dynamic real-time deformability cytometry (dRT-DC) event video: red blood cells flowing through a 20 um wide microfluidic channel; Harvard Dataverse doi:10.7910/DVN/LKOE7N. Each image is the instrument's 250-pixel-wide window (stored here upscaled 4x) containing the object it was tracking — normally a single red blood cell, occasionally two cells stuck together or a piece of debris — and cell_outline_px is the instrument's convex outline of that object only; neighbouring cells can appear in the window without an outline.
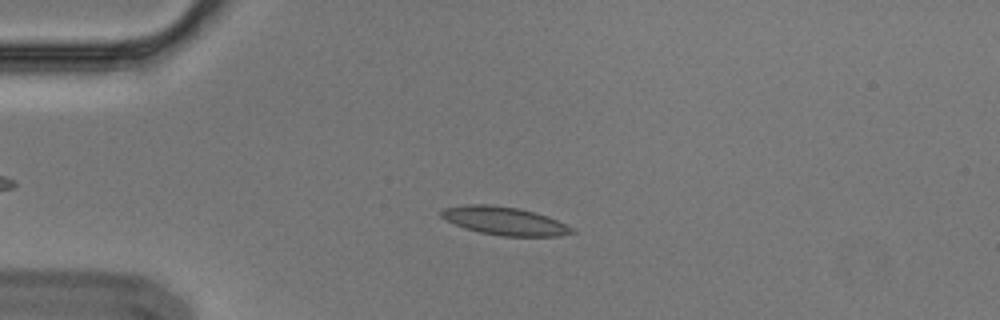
{"species": "Egyptian fruit bat (a non-hibernating species)", "species_latin": "Rousettus aegyptiacus", "temperature_condition": "cold", "stored_images_in_passage": 6, "camera_frame_rate_fps": 3000, "um_per_image_px": 0.085, "animal": {"sex": "male"}, "frame": {"image": 1, "passage_image": 4, "time_ms": 1.0, "image_size_px": [1000, 320], "cell_outline_px": [[576, 232], [560, 236], [500, 236], [480, 232], [464, 228], [444, 220], [440, 216], [440, 212], [444, 208], [464, 204], [492, 204], [520, 208], [536, 212], [548, 216], [576, 228]], "centroid_in_image_um": [42.9, 18.77], "position_along_channel_um": 42.1, "area_um2": 21.91}}